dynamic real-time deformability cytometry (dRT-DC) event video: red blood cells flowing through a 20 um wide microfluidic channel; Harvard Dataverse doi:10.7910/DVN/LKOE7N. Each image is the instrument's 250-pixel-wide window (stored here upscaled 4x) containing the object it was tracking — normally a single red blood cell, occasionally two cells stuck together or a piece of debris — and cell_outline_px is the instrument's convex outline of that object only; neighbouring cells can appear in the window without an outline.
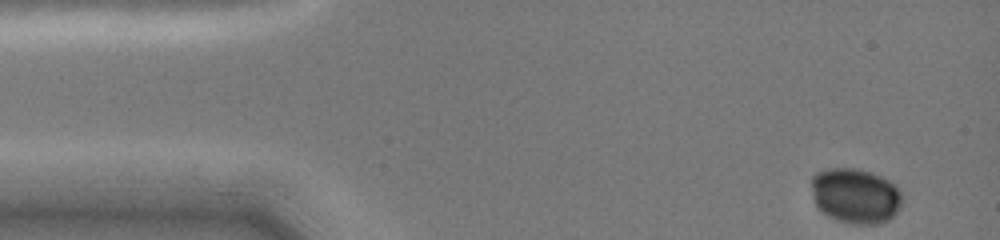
{"species": "common noctule bat (a hibernating species)", "species_latin": "Nyctalus noctula", "temperature_condition": "cold", "stored_images_in_passage": 17, "camera_frame_rate_fps": 3000, "um_per_image_px": 0.085, "animal": {"sex": "female", "body_mass_g": 19.0, "forearm_length_mm": 51.5}, "frame": {"image": 1, "passage_image": 1, "time_ms": 0.0, "image_size_px": [1000, 240], "cell_outline_px": [[900, 208], [888, 220], [880, 224], [848, 224], [836, 220], [828, 216], [816, 204], [812, 188], [812, 176], [816, 172], [828, 168], [852, 168], [872, 172], [888, 180], [900, 192]], "centroid_in_image_um": [72.69, 16.65], "position_along_channel_um": 12.3, "area_um2": 28.96}}
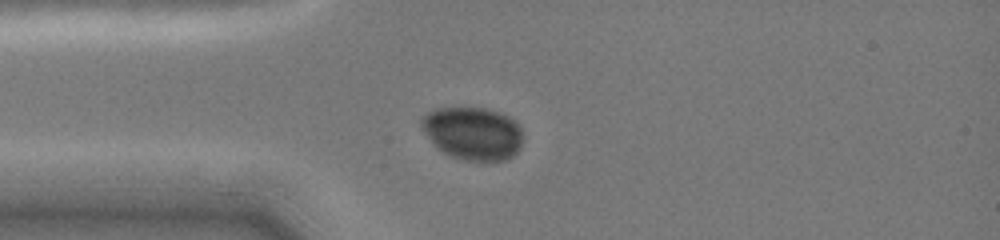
{"frame": {"image": 2, "passage_image": 8, "time_ms": 3.0, "image_size_px": [1000, 240], "cell_outline_px": [[520, 148], [512, 156], [504, 160], [464, 160], [448, 156], [436, 148], [420, 124], [420, 120], [428, 112], [436, 108], [488, 108], [500, 112], [508, 116], [520, 128]], "centroid_in_image_um": [40.15, 11.33], "position_along_channel_um": 44.8, "area_um2": 30.98}}
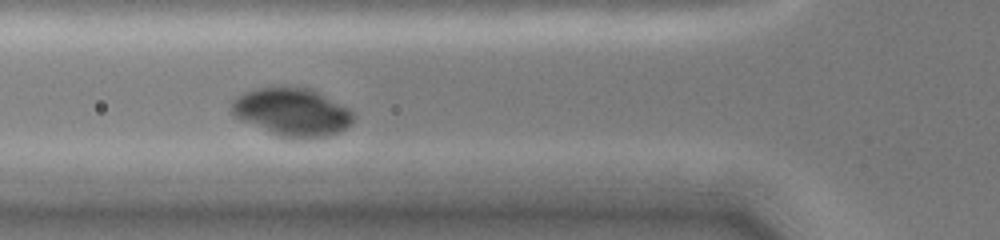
{"frame": {"image": 3, "passage_image": 12, "time_ms": 4.667, "image_size_px": [1000, 240], "cell_outline_px": [[356, 116], [352, 124], [340, 132], [324, 136], [304, 140], [276, 136], [240, 120], [232, 116], [228, 104], [236, 96], [244, 92], [260, 88], [312, 88], [348, 108]], "centroid_in_image_um": [24.8, 9.56], "position_along_channel_um": 101.0, "area_um2": 34.56}}